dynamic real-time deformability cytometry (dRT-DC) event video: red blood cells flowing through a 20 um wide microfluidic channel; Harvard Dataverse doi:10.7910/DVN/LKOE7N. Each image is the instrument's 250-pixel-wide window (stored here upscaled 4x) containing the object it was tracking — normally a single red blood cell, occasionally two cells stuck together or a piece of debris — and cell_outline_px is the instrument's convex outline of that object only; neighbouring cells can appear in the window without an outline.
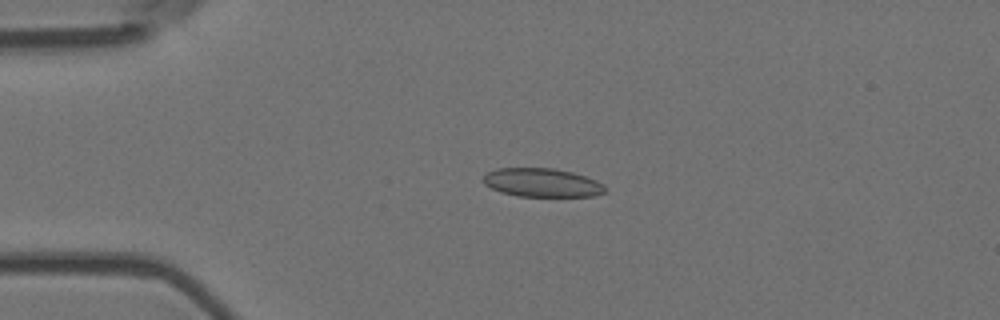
{"species": "Egyptian fruit bat (a non-hibernating species)", "species_latin": "Rousettus aegyptiacus", "temperature_condition": "room temperature", "stored_images_in_passage": 6, "camera_frame_rate_fps": 3000, "um_per_image_px": 0.085, "animal": {"sex": "female"}, "frame": {"image": 1, "passage_image": 4, "time_ms": 1.0, "image_size_px": [1000, 320], "cell_outline_px": [[604, 192], [596, 196], [516, 196], [500, 192], [484, 184], [484, 176], [488, 172], [496, 168], [552, 168], [572, 172], [596, 180], [604, 184]], "centroid_in_image_um": [46.06, 15.52], "position_along_channel_um": 38.9, "area_um2": 20.23}}
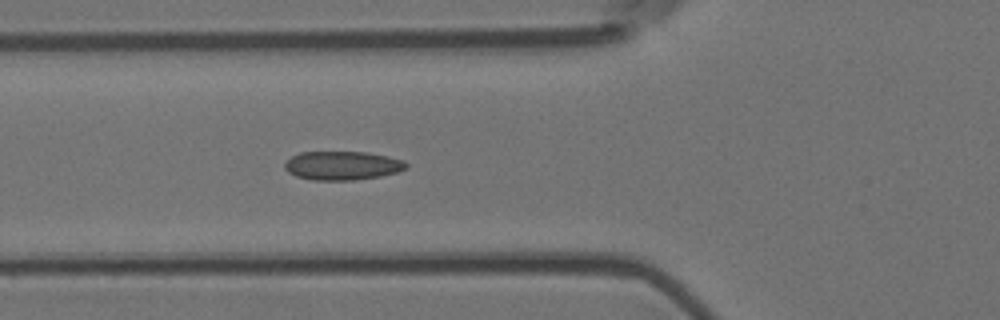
{"frame": {"image": 2, "passage_image": 6, "time_ms": 1.667, "image_size_px": [1000, 320], "cell_outline_px": [[408, 168], [396, 172], [380, 176], [356, 180], [312, 180], [296, 176], [288, 172], [284, 168], [284, 164], [292, 156], [300, 152], [368, 152], [388, 156], [404, 160], [408, 164]], "centroid_in_image_um": [29.12, 14.07], "position_along_channel_um": 96.7, "area_um2": 20.46}}